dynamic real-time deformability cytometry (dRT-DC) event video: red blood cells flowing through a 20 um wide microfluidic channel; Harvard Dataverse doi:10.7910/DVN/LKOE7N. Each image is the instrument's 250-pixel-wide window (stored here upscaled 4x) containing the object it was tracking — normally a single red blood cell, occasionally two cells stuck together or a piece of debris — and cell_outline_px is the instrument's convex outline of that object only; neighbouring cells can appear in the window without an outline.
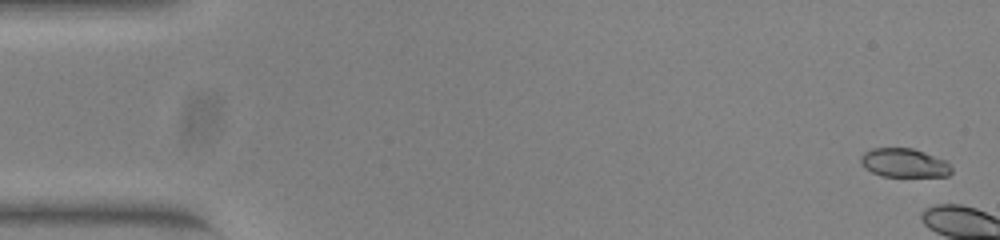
{"species": "common noctule bat (a hibernating species)", "species_latin": "Nyctalus noctula", "temperature_condition": "warm", "stored_images_in_passage": 6, "camera_frame_rate_fps": 3000, "um_per_image_px": 0.085, "animal": {"sex": "female", "body_mass_g": 23.0, "forearm_length_mm": 53.4}, "frame": {"image": 1, "passage_image": 2, "time_ms": 0.333, "image_size_px": [1000, 240], "cell_outline_px": [[952, 172], [948, 176], [880, 176], [864, 168], [860, 164], [860, 156], [864, 152], [872, 148], [912, 148], [924, 152], [944, 160], [952, 168]], "centroid_in_image_um": [76.81, 13.85], "position_along_channel_um": 8.2, "area_um2": 15.26}}